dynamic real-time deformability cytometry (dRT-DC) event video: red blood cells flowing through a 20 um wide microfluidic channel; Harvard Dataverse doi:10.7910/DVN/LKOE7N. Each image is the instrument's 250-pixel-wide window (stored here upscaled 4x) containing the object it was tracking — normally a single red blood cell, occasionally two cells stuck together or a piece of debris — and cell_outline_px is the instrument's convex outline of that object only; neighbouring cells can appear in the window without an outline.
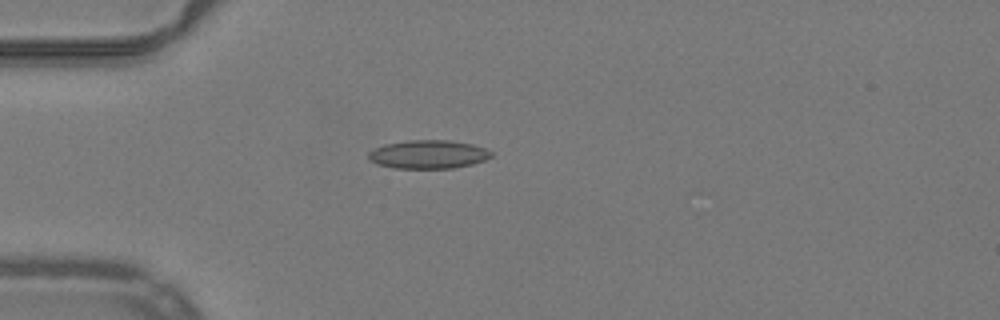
{"species": "common noctule bat (a hibernating species)", "species_latin": "Nyctalus noctula", "temperature_condition": "warm", "stored_images_in_passage": 10, "camera_frame_rate_fps": 3000, "um_per_image_px": 0.085, "animal": {"sex": "male", "body_mass_g": 19.2, "forearm_length_mm": 51.8}, "frame": {"image": 1, "passage_image": 1, "time_ms": 0.0, "image_size_px": [1000, 320], "cell_outline_px": [[492, 156], [484, 160], [472, 164], [452, 168], [392, 168], [376, 164], [368, 160], [368, 152], [384, 144], [408, 140], [448, 140], [472, 144], [484, 148], [492, 152]], "centroid_in_image_um": [36.37, 13.12], "position_along_channel_um": 48.6, "area_um2": 20.4}}
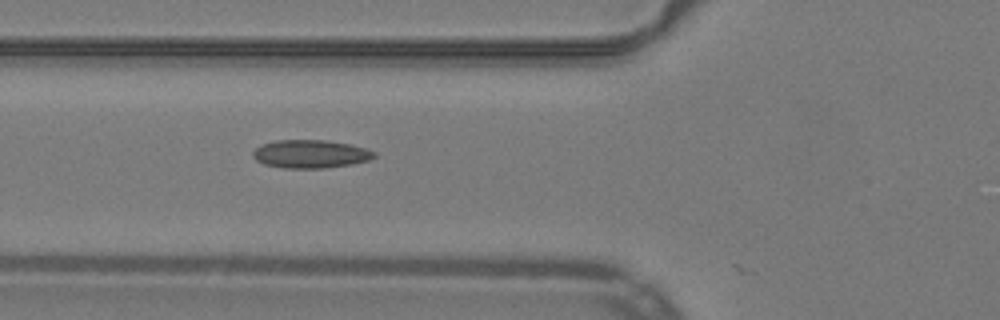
{"frame": {"image": 2, "passage_image": 6, "time_ms": 1.667, "image_size_px": [1000, 320], "cell_outline_px": [[376, 156], [368, 160], [352, 164], [324, 168], [284, 168], [264, 164], [256, 160], [252, 156], [252, 152], [260, 144], [276, 140], [324, 140], [352, 144], [376, 152]], "centroid_in_image_um": [26.37, 13.08], "position_along_channel_um": 99.4, "area_um2": 20.0}}
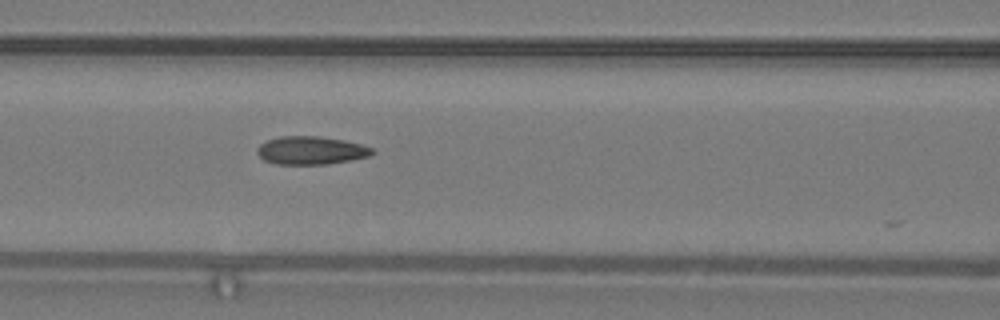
{"frame": {"image": 3, "passage_image": 9, "time_ms": 2.667, "image_size_px": [1000, 320], "cell_outline_px": [[376, 152], [368, 156], [328, 164], [276, 164], [264, 160], [256, 152], [256, 148], [260, 144], [268, 140], [280, 136], [320, 136], [344, 140], [360, 144], [372, 148]], "centroid_in_image_um": [26.41, 12.78], "position_along_channel_um": 140.2, "area_um2": 18.79}}